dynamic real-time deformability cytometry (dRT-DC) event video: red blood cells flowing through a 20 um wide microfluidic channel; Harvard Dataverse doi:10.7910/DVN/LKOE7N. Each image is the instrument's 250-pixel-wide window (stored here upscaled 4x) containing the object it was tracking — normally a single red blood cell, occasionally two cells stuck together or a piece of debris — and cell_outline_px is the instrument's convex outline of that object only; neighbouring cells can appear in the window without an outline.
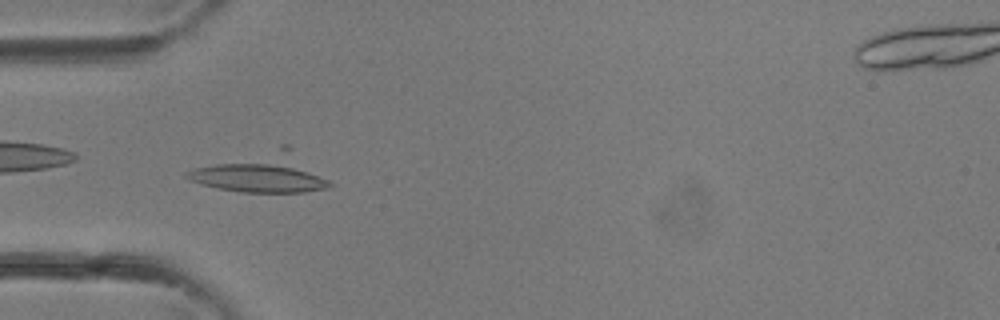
{"species": "common noctule bat (a hibernating species)", "species_latin": "Nyctalus noctula", "temperature_condition": "room temperature", "stored_images_in_passage": 36, "camera_frame_rate_fps": 3000, "um_per_image_px": 0.085, "animal": {"sex": "female"}, "frame": {"image": 1, "passage_image": 11, "time_ms": 3.333, "image_size_px": [1000, 320], "cell_outline_px": [[332, 188], [304, 192], [240, 192], [216, 188], [188, 180], [184, 176], [184, 172], [192, 168], [216, 164], [284, 164], [308, 172], [328, 180], [332, 184]], "centroid_in_image_um": [21.86, 15.14], "position_along_channel_um": 63.1, "area_um2": 23.52}}
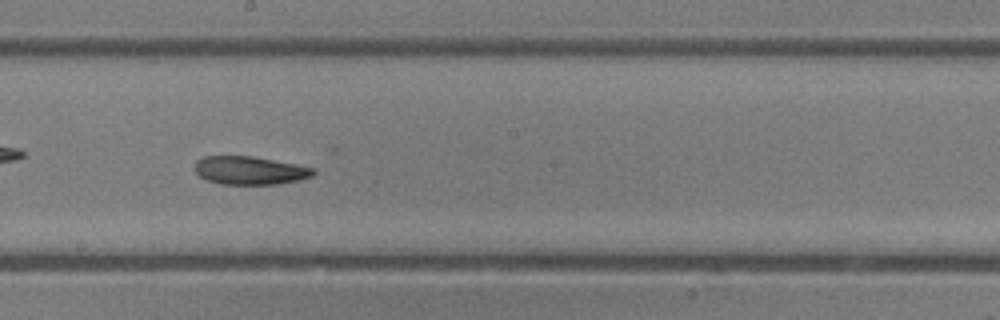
{"frame": {"image": 2, "passage_image": 20, "time_ms": 6.333, "image_size_px": [1000, 320], "cell_outline_px": [[316, 172], [312, 176], [300, 180], [276, 184], [220, 184], [208, 180], [200, 176], [192, 168], [196, 160], [204, 156], [252, 156], [296, 164], [316, 168]], "centroid_in_image_um": [21.23, 14.48], "position_along_channel_um": 227.0, "area_um2": 19.65}}
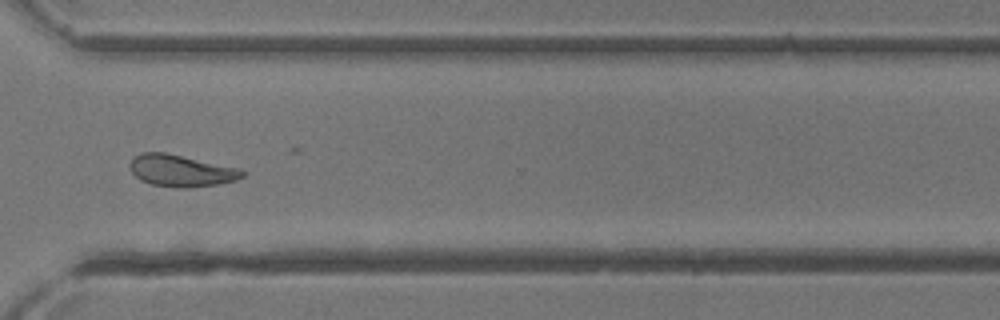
{"frame": {"image": 3, "passage_image": 27, "time_ms": 8.667, "image_size_px": [1000, 320], "cell_outline_px": [[248, 172], [244, 176], [236, 180], [220, 184], [192, 188], [176, 188], [152, 184], [140, 180], [132, 172], [128, 164], [136, 156], [144, 152], [164, 152], [240, 168]], "centroid_in_image_um": [15.44, 14.52], "position_along_channel_um": 355.2, "area_um2": 20.98}}